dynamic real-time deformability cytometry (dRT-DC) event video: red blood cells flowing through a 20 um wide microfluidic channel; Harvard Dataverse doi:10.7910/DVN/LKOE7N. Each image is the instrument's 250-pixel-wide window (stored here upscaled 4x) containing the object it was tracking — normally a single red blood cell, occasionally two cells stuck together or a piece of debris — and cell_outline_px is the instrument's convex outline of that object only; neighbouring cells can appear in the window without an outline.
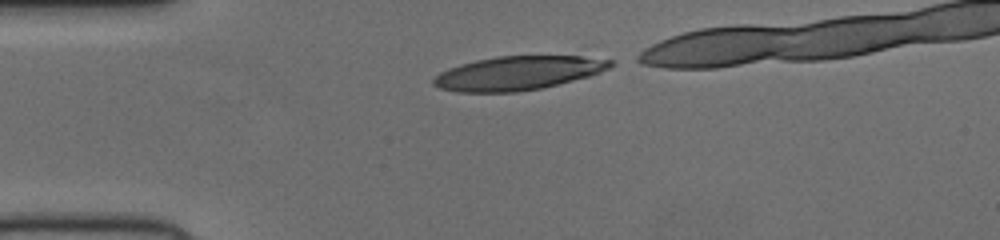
{"species": "human", "species_latin": "Homo sapiens", "temperature_condition": "cold", "stored_images_in_passage": 8, "camera_frame_rate_fps": 3000, "um_per_image_px": 0.085, "donor": {"sex": "female"}, "frame": {"image": 1, "passage_image": 1, "time_ms": 0.0, "image_size_px": [1000, 240], "cell_outline_px": [[612, 64], [608, 68], [600, 72], [588, 76], [540, 88], [516, 92], [456, 92], [440, 88], [432, 84], [432, 80], [440, 72], [448, 68], [460, 64], [476, 60], [496, 56], [580, 56], [612, 60]], "centroid_in_image_um": [43.96, 6.21], "position_along_channel_um": 41.0, "area_um2": 34.56}}
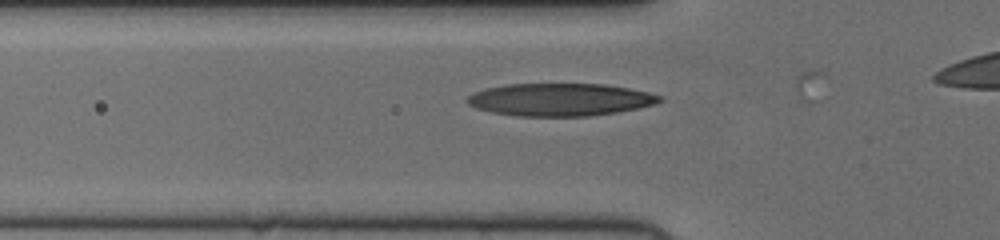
{"frame": {"image": 2, "passage_image": 6, "time_ms": 1.667, "image_size_px": [1000, 240], "cell_outline_px": [[664, 100], [656, 104], [616, 112], [588, 116], [516, 116], [492, 112], [476, 108], [468, 104], [464, 100], [472, 92], [504, 84], [604, 84], [628, 88], [648, 92], [664, 96]], "centroid_in_image_um": [47.6, 8.46], "position_along_channel_um": 78.2, "area_um2": 36.7}}